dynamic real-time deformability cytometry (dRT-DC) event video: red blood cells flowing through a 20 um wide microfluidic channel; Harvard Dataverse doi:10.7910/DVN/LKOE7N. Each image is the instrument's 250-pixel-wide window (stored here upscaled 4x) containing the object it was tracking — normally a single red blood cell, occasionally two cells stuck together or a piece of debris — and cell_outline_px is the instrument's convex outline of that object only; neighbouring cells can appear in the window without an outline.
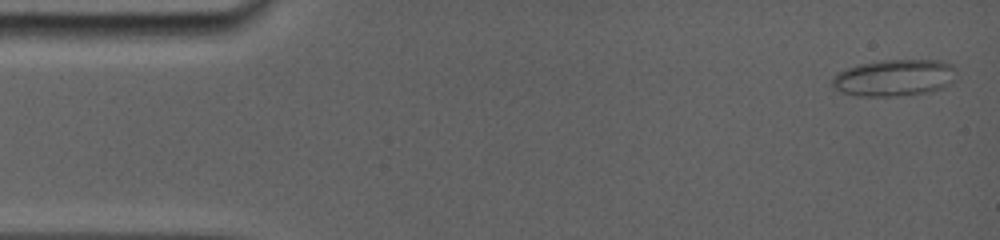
{"species": "common noctule bat (a hibernating species)", "species_latin": "Nyctalus noctula", "temperature_condition": "room temperature", "stored_images_in_passage": 24, "camera_frame_rate_fps": 5000, "um_per_image_px": 0.085, "animal": {"sex": "female", "body_mass_g": 19.0, "forearm_length_mm": 56.7}, "frame": {"image": 1, "passage_image": 1, "time_ms": 0.0, "image_size_px": [1000, 240], "cell_outline_px": [[952, 80], [948, 84], [932, 92], [892, 96], [860, 96], [840, 92], [832, 88], [832, 76], [836, 72], [844, 68], [860, 64], [880, 60], [944, 60], [952, 64]], "centroid_in_image_um": [75.92, 6.61], "position_along_channel_um": 9.1, "area_um2": 26.59}}
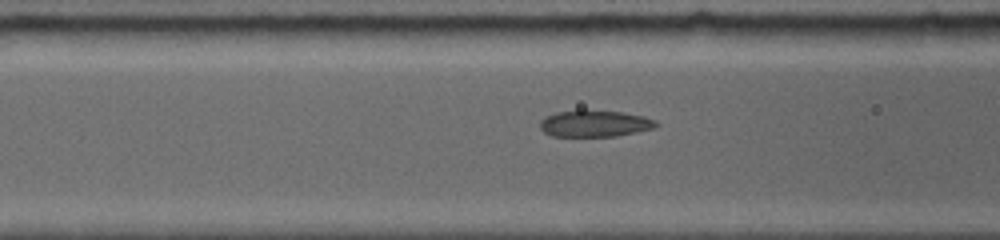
{"frame": {"image": 2, "passage_image": 18, "time_ms": 5.8, "image_size_px": [1000, 240], "cell_outline_px": [[656, 124], [652, 128], [612, 136], [552, 136], [544, 132], [540, 128], [540, 120], [544, 116], [556, 112], [580, 108], [584, 108], [620, 112], [644, 116], [656, 120]], "centroid_in_image_um": [50.45, 10.46], "position_along_channel_um": 116.2, "area_um2": 18.15}}
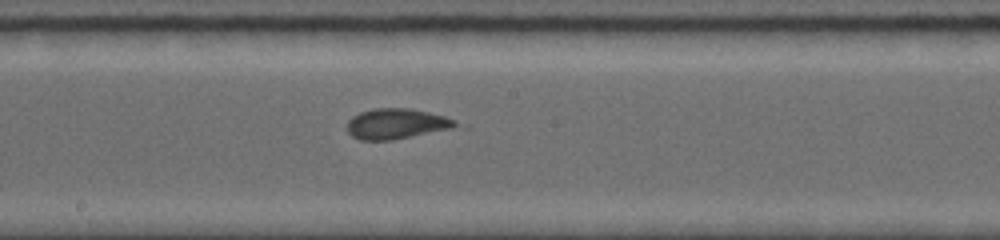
{"frame": {"image": 3, "passage_image": 24, "time_ms": 8.4, "image_size_px": [1000, 240], "cell_outline_px": [[456, 124], [448, 128], [388, 140], [360, 140], [352, 136], [348, 132], [348, 120], [352, 116], [360, 112], [376, 108], [412, 108], [444, 116], [452, 120]], "centroid_in_image_um": [33.57, 10.5], "position_along_channel_um": 214.6, "area_um2": 18.5}}